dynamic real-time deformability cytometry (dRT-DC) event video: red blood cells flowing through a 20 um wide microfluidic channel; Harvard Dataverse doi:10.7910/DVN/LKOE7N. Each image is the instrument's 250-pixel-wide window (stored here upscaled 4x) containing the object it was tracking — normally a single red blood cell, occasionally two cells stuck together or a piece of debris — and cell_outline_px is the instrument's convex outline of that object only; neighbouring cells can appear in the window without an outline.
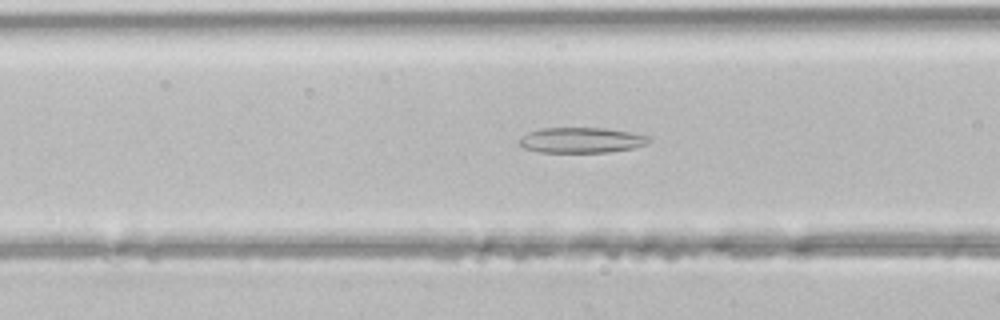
{"species": "common noctule bat (a hibernating species)", "species_latin": "Nyctalus noctula", "temperature_condition": "room temperature", "stored_images_in_passage": 40, "camera_frame_rate_fps": 3000, "um_per_image_px": 0.085, "animal": {"sex": "male", "body_mass_g": 21.5, "forearm_length_mm": 52.0}, "frame": {"image": 1, "passage_image": 12, "time_ms": 3.667, "image_size_px": [1000, 320], "cell_outline_px": [[652, 140], [648, 144], [632, 148], [608, 152], [540, 152], [524, 148], [516, 140], [520, 136], [528, 132], [540, 128], [604, 128], [652, 136]], "centroid_in_image_um": [49.41, 11.91], "position_along_channel_um": 117.2, "area_um2": 19.36}}
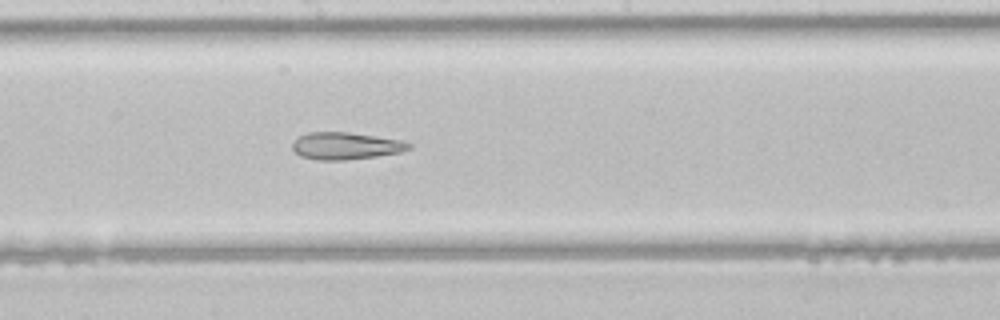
{"frame": {"image": 2, "passage_image": 19, "time_ms": 6.0, "image_size_px": [1000, 320], "cell_outline_px": [[412, 148], [400, 152], [376, 156], [344, 160], [316, 160], [300, 156], [292, 148], [292, 140], [308, 132], [348, 132], [376, 136], [400, 140], [412, 144]], "centroid_in_image_um": [29.36, 12.4], "position_along_channel_um": 218.8, "area_um2": 18.44}}
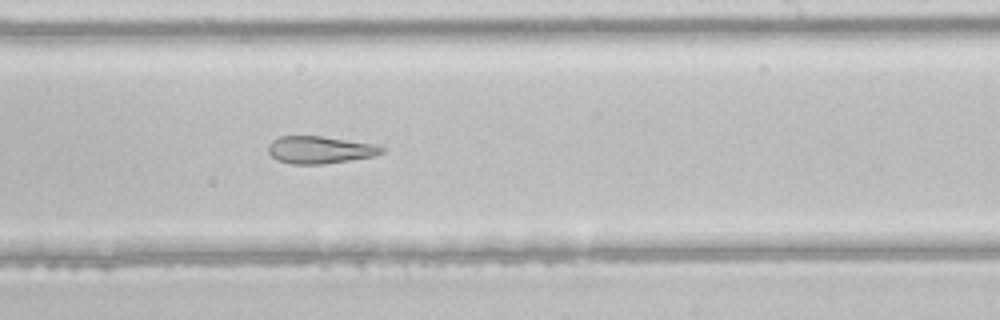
{"frame": {"image": 3, "passage_image": 22, "time_ms": 7.0, "image_size_px": [1000, 320], "cell_outline_px": [[384, 152], [376, 156], [320, 164], [292, 164], [276, 160], [268, 152], [268, 144], [272, 140], [280, 136], [320, 136], [376, 144], [384, 148]], "centroid_in_image_um": [27.18, 12.73], "position_along_channel_um": 261.8, "area_um2": 18.09}}